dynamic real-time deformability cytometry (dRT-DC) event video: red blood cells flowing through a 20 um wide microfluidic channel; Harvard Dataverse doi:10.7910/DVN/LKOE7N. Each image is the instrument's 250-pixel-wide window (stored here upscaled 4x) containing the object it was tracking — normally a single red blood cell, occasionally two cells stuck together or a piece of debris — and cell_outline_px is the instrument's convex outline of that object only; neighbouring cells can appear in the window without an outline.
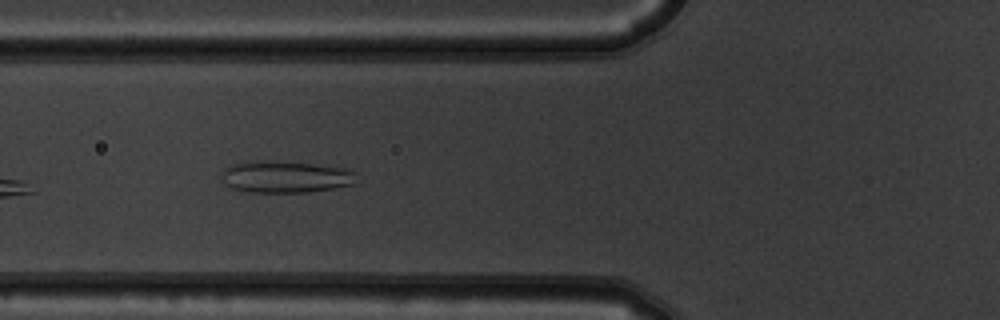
{"species": "common noctule bat (a hibernating species)", "species_latin": "Nyctalus noctula", "temperature_condition": "warm", "stored_images_in_passage": 6, "camera_frame_rate_fps": 3000, "um_per_image_px": 0.085, "animal": {"sex": "male", "body_mass_g": 19.5, "forearm_length_mm": 54.6}, "frame": {"image": 1, "passage_image": 5, "time_ms": 1.333, "image_size_px": [1000, 320], "cell_outline_px": [[356, 184], [308, 192], [248, 192], [232, 188], [224, 184], [220, 176], [220, 172], [228, 164], [256, 160], [268, 160], [312, 164], [352, 168], [356, 172]], "centroid_in_image_um": [24.24, 15.01], "position_along_channel_um": 101.6, "area_um2": 25.61}}